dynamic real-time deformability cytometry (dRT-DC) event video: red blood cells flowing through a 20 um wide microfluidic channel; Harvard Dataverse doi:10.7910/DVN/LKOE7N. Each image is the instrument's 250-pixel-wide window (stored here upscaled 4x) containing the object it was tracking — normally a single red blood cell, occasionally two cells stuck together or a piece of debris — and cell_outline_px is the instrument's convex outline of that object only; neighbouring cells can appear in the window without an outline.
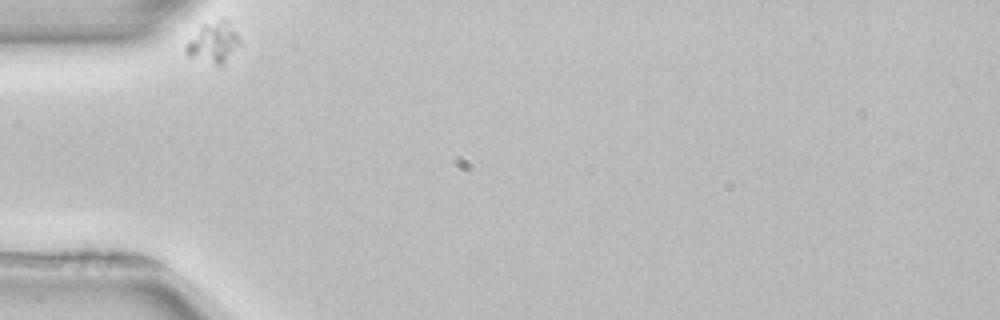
{"species": "common noctule bat (a hibernating species)", "species_latin": "Nyctalus noctula", "temperature_condition": "room temperature", "stored_images_in_passage": 34, "camera_frame_rate_fps": 3000, "um_per_image_px": 0.085, "animal": {"sex": "female", "body_mass_g": 22.7, "forearm_length_mm": 54.2}, "frame": {"image": 1, "passage_image": 1, "time_ms": 0.0, "image_size_px": [1000, 320], "cell_outline_px": [[240, 44], [220, 68], [188, 56], [184, 52], [184, 48], [188, 40], [200, 24], [224, 16], [228, 20], [236, 32], [240, 40]], "centroid_in_image_um": [18.11, 3.59], "position_along_channel_um": 66.9, "area_um2": 13.41}}